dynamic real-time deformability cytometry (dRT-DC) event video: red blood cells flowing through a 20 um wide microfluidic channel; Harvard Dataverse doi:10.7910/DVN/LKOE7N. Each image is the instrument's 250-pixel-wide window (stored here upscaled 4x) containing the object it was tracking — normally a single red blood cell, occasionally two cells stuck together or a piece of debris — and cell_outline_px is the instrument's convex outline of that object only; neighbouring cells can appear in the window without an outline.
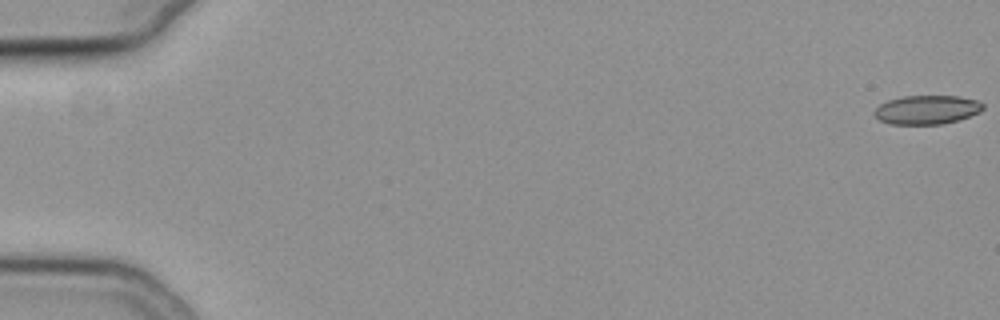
{"species": "common noctule bat (a hibernating species)", "species_latin": "Nyctalus noctula", "temperature_condition": "cold", "stored_images_in_passage": 16, "camera_frame_rate_fps": 3000, "um_per_image_px": 0.085, "animal": {"sex": "female", "body_mass_g": 19.3, "forearm_length_mm": 54.1}, "frame": {"image": 1, "passage_image": 1, "time_ms": 0.0, "image_size_px": [1000, 320], "cell_outline_px": [[984, 108], [980, 112], [956, 120], [940, 124], [888, 124], [880, 120], [872, 112], [880, 104], [888, 100], [904, 96], [956, 96], [976, 100], [984, 104]], "centroid_in_image_um": [78.76, 9.32], "position_along_channel_um": 6.2, "area_um2": 18.15}}
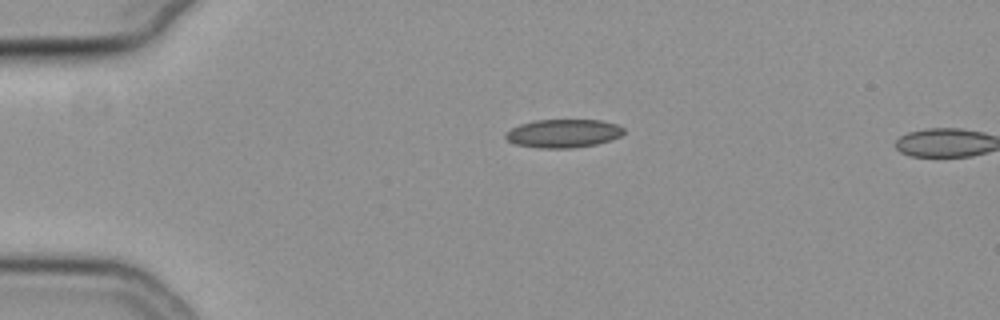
{"frame": {"image": 2, "passage_image": 14, "time_ms": 4.333, "image_size_px": [1000, 320], "cell_outline_px": [[624, 132], [620, 136], [596, 144], [572, 148], [540, 148], [516, 144], [508, 140], [504, 136], [512, 128], [520, 124], [536, 120], [600, 120], [616, 124], [624, 128]], "centroid_in_image_um": [47.89, 11.33], "position_along_channel_um": 37.1, "area_um2": 19.31}}